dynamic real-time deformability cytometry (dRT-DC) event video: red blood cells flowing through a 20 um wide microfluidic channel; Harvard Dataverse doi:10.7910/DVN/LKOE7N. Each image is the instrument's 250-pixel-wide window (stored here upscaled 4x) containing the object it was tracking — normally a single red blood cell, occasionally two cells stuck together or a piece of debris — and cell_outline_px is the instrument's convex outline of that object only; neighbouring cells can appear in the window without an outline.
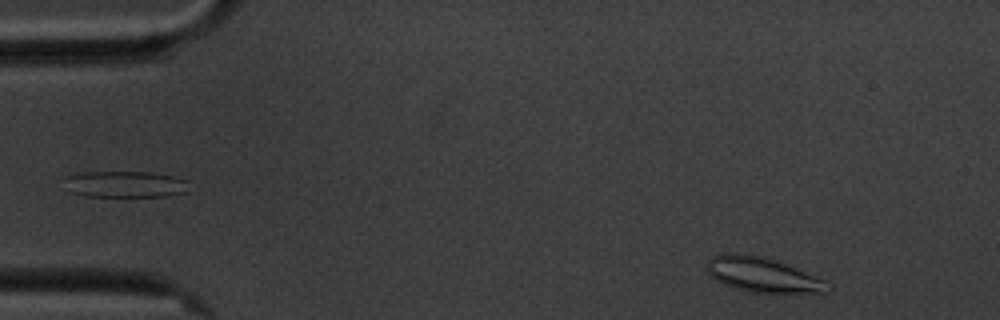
{"species": "common noctule bat (a hibernating species)", "species_latin": "Nyctalus noctula", "temperature_condition": "cold", "stored_images_in_passage": 54, "camera_frame_rate_fps": 3000, "um_per_image_px": 0.085, "animal": {"sex": "male", "body_mass_g": 20.1, "forearm_length_mm": 53.5}, "frame": {"image": 1, "passage_image": 2, "time_ms": 0.333, "image_size_px": [1000, 320], "cell_outline_px": [[832, 288], [828, 292], [748, 292], [724, 284], [716, 280], [704, 268], [708, 260], [712, 256], [724, 252], [736, 252], [764, 256], [776, 260], [824, 280], [832, 284]], "centroid_in_image_um": [64.77, 23.33], "position_along_channel_um": 20.2, "area_um2": 24.51}}
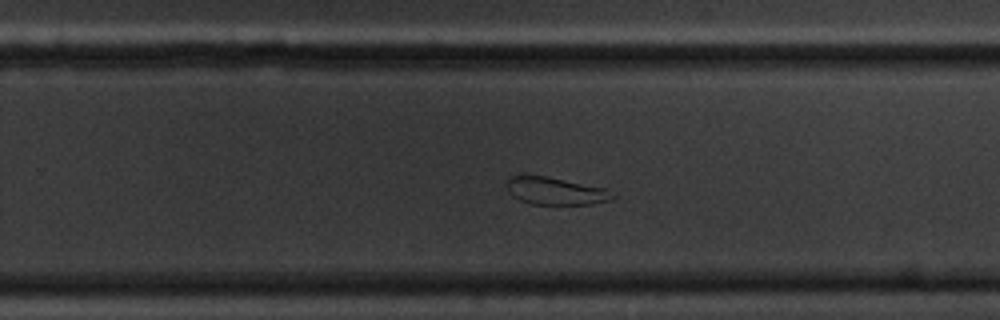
{"frame": {"image": 2, "passage_image": 33, "time_ms": 10.667, "image_size_px": [1000, 320], "cell_outline_px": [[616, 196], [608, 200], [592, 204], [532, 204], [520, 200], [512, 196], [508, 192], [504, 184], [504, 180], [508, 176], [548, 176], [604, 188]], "centroid_in_image_um": [47.12, 16.23], "position_along_channel_um": 282.7, "area_um2": 16.94}}
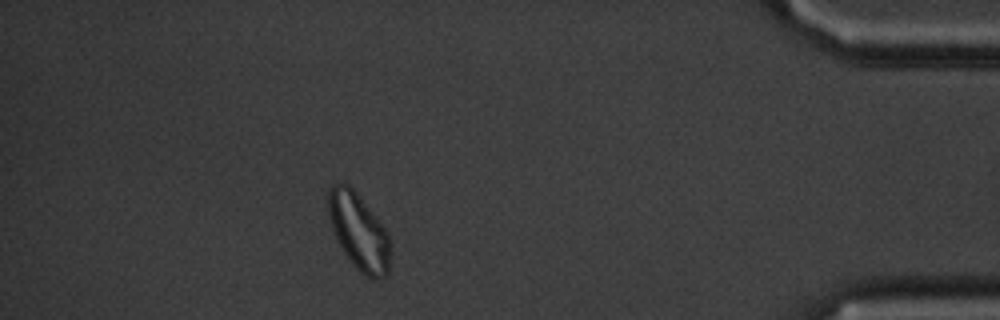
{"frame": {"image": 3, "passage_image": 48, "time_ms": 15.667, "image_size_px": [1000, 320], "cell_outline_px": [[388, 272], [380, 280], [372, 280], [364, 276], [352, 264], [344, 252], [332, 228], [328, 212], [328, 192], [332, 184], [348, 184], [356, 192], [384, 228], [388, 236]], "centroid_in_image_um": [30.47, 19.71], "position_along_channel_um": 404.7, "area_um2": 26.93}, "authors_computed_cell_mechanics": {"area_um2": 21.2993, "velocity_mm_per_s": 3.3727, "shape_relaxation_time_tau1_ms": null, "shape_relaxation_time_tau2_ms": 4.3188, "deformation_change_tau1": null, "deformation_change_tau2": 0.0917}}